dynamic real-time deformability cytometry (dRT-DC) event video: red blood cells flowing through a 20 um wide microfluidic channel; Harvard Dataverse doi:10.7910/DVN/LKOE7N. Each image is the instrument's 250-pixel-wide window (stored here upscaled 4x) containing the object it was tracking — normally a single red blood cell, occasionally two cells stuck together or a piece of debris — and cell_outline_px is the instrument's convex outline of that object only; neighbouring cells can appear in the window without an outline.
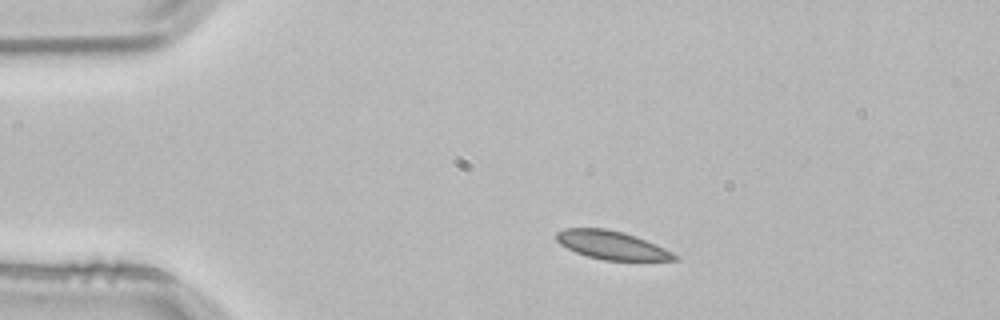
{"species": "common noctule bat (a hibernating species)", "species_latin": "Nyctalus noctula", "temperature_condition": "room temperature", "stored_images_in_passage": 3, "segment_of_instrument_passage": [1, 2], "camera_frame_rate_fps": 3000, "um_per_image_px": 0.085, "animal": {"sex": "male", "body_mass_g": 21.5, "forearm_length_mm": 52.0}, "frame": {"image": 1, "passage_image": 1, "time_ms": 0.0, "image_size_px": [1000, 320], "cell_outline_px": [[680, 260], [604, 260], [588, 256], [576, 252], [560, 244], [556, 240], [556, 232], [564, 228], [604, 228], [620, 232], [656, 244], [680, 256]], "centroid_in_image_um": [51.99, 20.84], "position_along_channel_um": 33.0, "area_um2": 19.25}}